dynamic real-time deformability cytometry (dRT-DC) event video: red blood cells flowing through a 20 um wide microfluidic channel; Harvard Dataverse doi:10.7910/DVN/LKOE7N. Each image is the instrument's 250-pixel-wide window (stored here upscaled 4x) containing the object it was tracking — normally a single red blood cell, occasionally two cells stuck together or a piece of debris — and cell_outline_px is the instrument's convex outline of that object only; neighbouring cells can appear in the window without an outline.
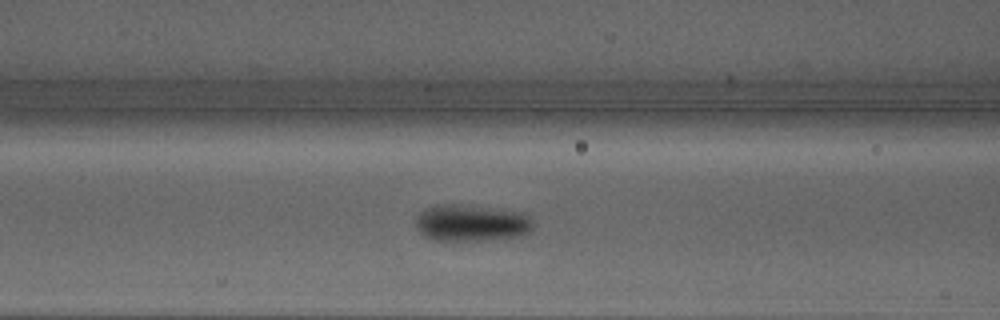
{"species": "Egyptian fruit bat (a non-hibernating species)", "species_latin": "Rousettus aegyptiacus", "temperature_condition": "warm", "stored_images_in_passage": 29, "camera_frame_rate_fps": 3000, "um_per_image_px": 0.085, "animal": {"sex": "male"}, "frame": {"image": 1, "passage_image": 8, "time_ms": 2.333, "image_size_px": [1000, 320], "cell_outline_px": [[532, 228], [524, 236], [484, 240], [432, 240], [420, 232], [416, 228], [416, 216], [420, 212], [428, 208], [444, 204], [452, 204], [512, 212], [528, 216], [532, 224]], "centroid_in_image_um": [40.01, 18.99], "position_along_channel_um": 126.6, "area_um2": 24.28}}
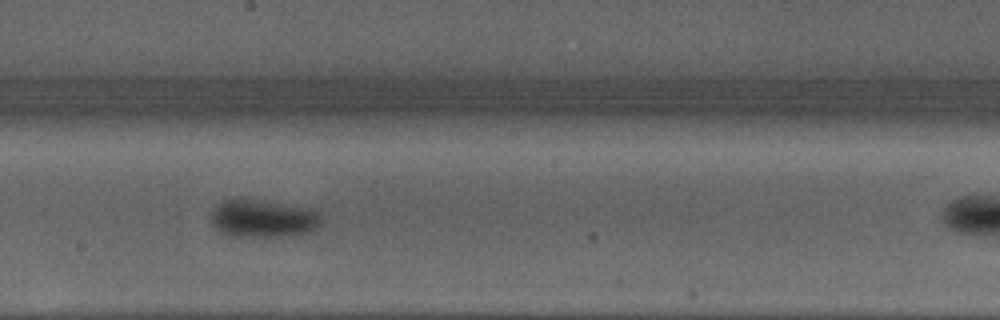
{"frame": {"image": 2, "passage_image": 15, "time_ms": 4.667, "image_size_px": [1000, 320], "cell_outline_px": [[320, 220], [312, 232], [280, 236], [232, 236], [220, 232], [212, 224], [208, 216], [224, 200], [256, 200], [284, 204], [304, 208], [320, 212]], "centroid_in_image_um": [22.32, 18.59], "position_along_channel_um": 225.9, "area_um2": 23.64}}
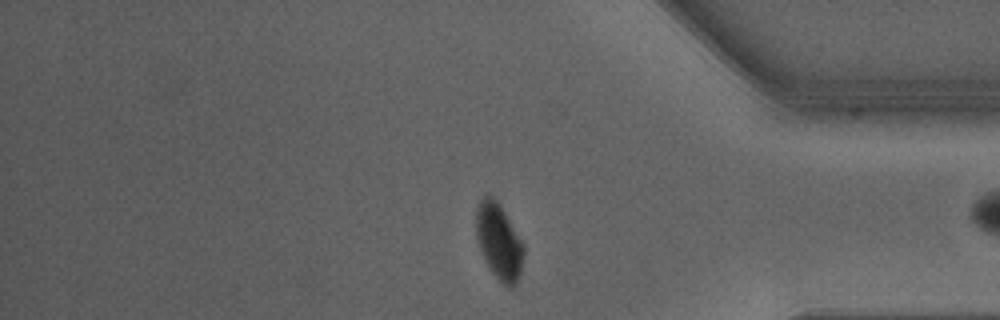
{"frame": {"image": 3, "passage_image": 28, "time_ms": 9.0, "image_size_px": [1000, 320], "cell_outline_px": [[524, 252], [520, 272], [516, 284], [512, 288], [508, 288], [492, 272], [484, 260], [480, 252], [476, 236], [476, 208], [480, 200], [484, 196], [492, 196], [496, 200], [524, 244]], "centroid_in_image_um": [42.39, 20.54], "position_along_channel_um": 392.8, "area_um2": 20.81}}